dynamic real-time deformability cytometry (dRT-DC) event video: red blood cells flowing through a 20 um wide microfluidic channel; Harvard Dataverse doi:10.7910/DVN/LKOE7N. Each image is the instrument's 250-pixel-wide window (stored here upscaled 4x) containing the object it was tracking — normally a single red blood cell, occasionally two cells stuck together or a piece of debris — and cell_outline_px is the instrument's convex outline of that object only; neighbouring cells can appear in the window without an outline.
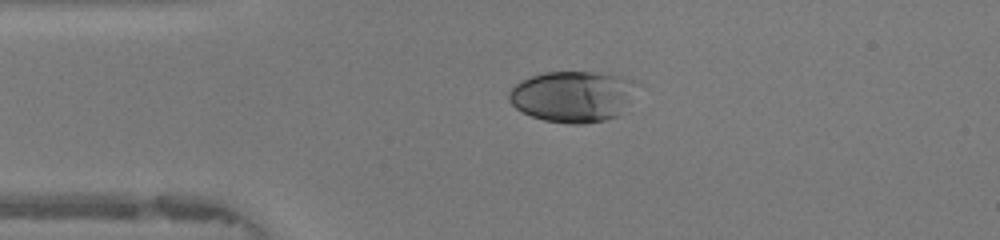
{"species": "human", "species_latin": "Homo sapiens", "temperature_condition": "warm", "stored_images_in_passage": 38, "camera_frame_rate_fps": 3000, "um_per_image_px": 0.085, "donor": {"sex": "female"}, "frame": {"image": 1, "passage_image": 1, "time_ms": 0.0, "image_size_px": [1000, 240], "cell_outline_px": [[632, 84], [616, 116], [604, 120], [584, 124], [572, 124], [544, 120], [532, 116], [516, 108], [508, 100], [508, 92], [520, 80], [544, 72], [608, 72], [624, 76], [632, 80]], "centroid_in_image_um": [48.54, 8.17], "position_along_channel_um": 36.5, "area_um2": 37.05}}
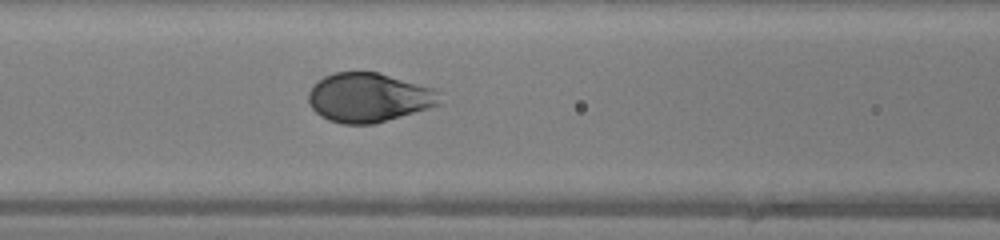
{"frame": {"image": 2, "passage_image": 10, "time_ms": 3.0, "image_size_px": [1000, 240], "cell_outline_px": [[440, 104], [428, 108], [372, 124], [344, 124], [328, 120], [320, 116], [312, 108], [308, 100], [308, 92], [324, 76], [336, 72], [376, 72], [436, 88]], "centroid_in_image_um": [31.33, 8.29], "position_along_channel_um": 135.3, "area_um2": 37.22}}
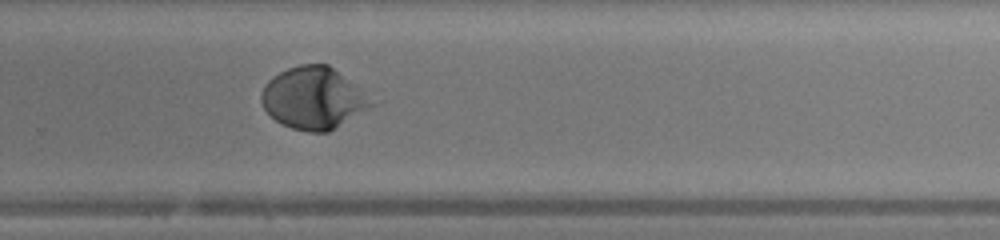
{"frame": {"image": 3, "passage_image": 22, "time_ms": 7.0, "image_size_px": [1000, 240], "cell_outline_px": [[376, 104], [328, 132], [308, 132], [292, 128], [276, 120], [264, 108], [260, 100], [260, 96], [264, 84], [272, 76], [288, 68], [300, 64], [328, 64]], "centroid_in_image_um": [26.58, 8.34], "position_along_channel_um": 303.2, "area_um2": 38.9}, "authors_computed_cell_mechanics": {"area_um2": 38.437, "velocity_mm_per_s": 4.2101, "shape_relaxation_time_tau1_ms": 2.8144, "shape_relaxation_time_tau2_ms": null, "deformation_change_tau1": 0.1905, "deformation_change_tau2": null}}